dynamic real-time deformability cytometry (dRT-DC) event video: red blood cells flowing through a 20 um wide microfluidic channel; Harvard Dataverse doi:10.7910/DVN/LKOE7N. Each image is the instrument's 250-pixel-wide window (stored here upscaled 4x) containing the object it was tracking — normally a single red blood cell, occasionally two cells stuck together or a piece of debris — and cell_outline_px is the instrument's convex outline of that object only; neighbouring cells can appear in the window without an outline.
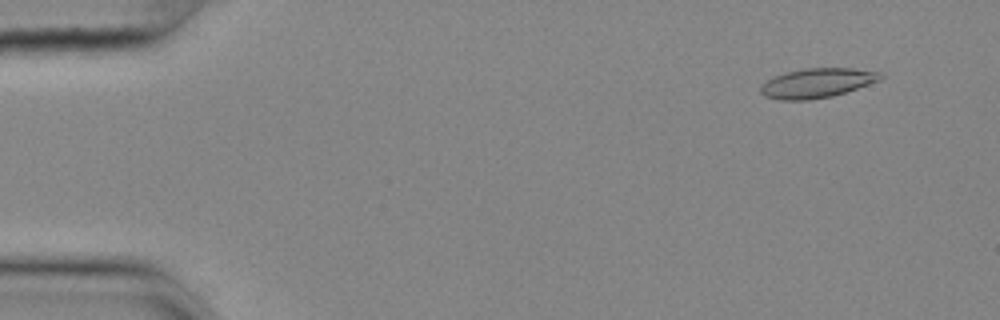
{"species": "common noctule bat (a hibernating species)", "species_latin": "Nyctalus noctula", "temperature_condition": "cold", "stored_images_in_passage": 56, "camera_frame_rate_fps": 3000, "um_per_image_px": 0.085, "animal": {"sex": "female", "body_mass_g": 25.1}, "frame": {"image": 1, "passage_image": 5, "time_ms": 1.333, "image_size_px": [1000, 320], "cell_outline_px": [[884, 76], [880, 80], [832, 96], [808, 100], [780, 100], [764, 96], [760, 92], [760, 84], [784, 72], [804, 68], [852, 68], [880, 72]], "centroid_in_image_um": [69.41, 7.05], "position_along_channel_um": 15.6, "area_um2": 20.52}}
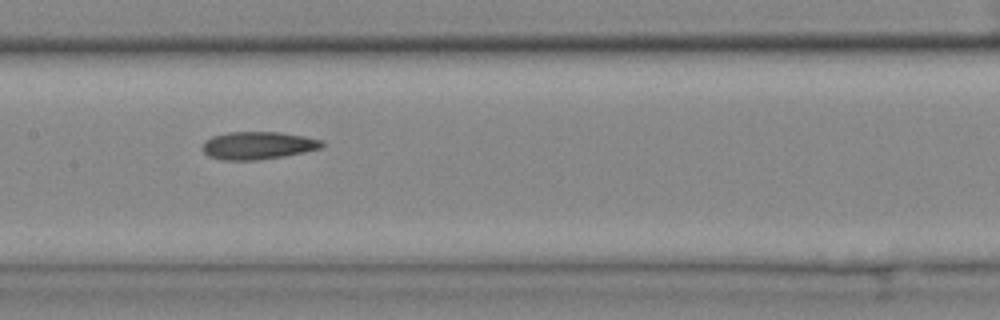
{"frame": {"image": 2, "passage_image": 28, "time_ms": 9.0, "image_size_px": [1000, 320], "cell_outline_px": [[324, 144], [320, 148], [304, 152], [284, 156], [260, 160], [220, 160], [208, 156], [204, 152], [204, 140], [212, 136], [228, 132], [280, 132], [304, 136], [320, 140]], "centroid_in_image_um": [21.9, 12.37], "position_along_channel_um": 185.5, "area_um2": 19.25}}
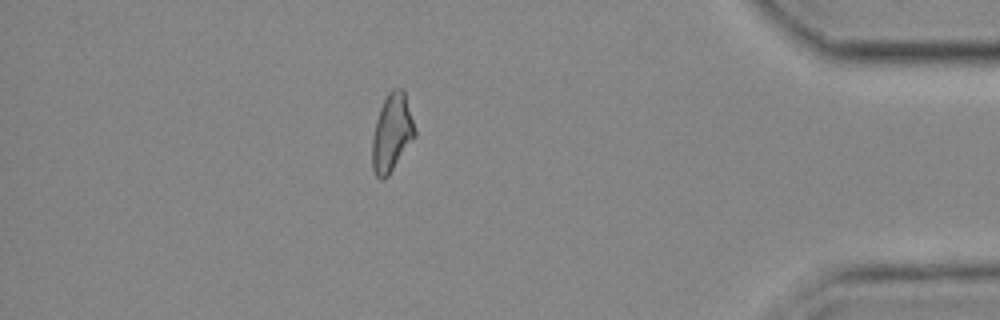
{"frame": {"image": 3, "passage_image": 49, "time_ms": 16.0, "image_size_px": [1000, 320], "cell_outline_px": [[416, 136], [388, 176], [384, 180], [380, 180], [376, 176], [372, 168], [372, 136], [376, 120], [380, 108], [388, 92], [392, 88], [400, 88], [404, 92], [416, 132]], "centroid_in_image_um": [33.29, 11.32], "position_along_channel_um": 401.9, "area_um2": 19.25}, "authors_computed_cell_mechanics": {"area_um2": 19.3919, "velocity_mm_per_s": 3.6492, "shape_relaxation_time_tau1_ms": null, "shape_relaxation_time_tau2_ms": 7.2335, "deformation_change_tau1": null, "deformation_change_tau2": 0.1755}}